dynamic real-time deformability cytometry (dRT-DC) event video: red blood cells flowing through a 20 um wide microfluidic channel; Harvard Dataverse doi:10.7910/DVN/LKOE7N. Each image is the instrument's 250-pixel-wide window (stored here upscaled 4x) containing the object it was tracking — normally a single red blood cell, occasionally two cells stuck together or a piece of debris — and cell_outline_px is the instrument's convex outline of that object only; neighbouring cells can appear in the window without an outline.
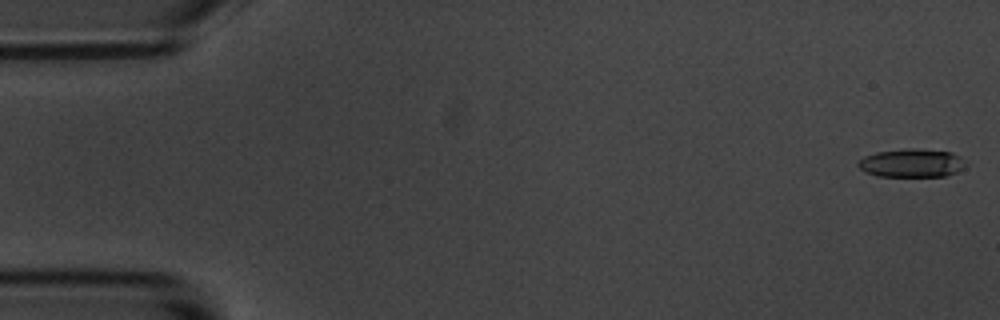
{"species": "common noctule bat (a hibernating species)", "species_latin": "Nyctalus noctula", "temperature_condition": "room temperature", "stored_images_in_passage": 5, "camera_frame_rate_fps": 3000, "um_per_image_px": 0.085, "animal": {"sex": "male", "body_mass_g": 20.1, "forearm_length_mm": 53.5}, "frame": {"image": 1, "passage_image": 1, "time_ms": 0.0, "image_size_px": [1000, 320], "cell_outline_px": [[968, 164], [964, 168], [956, 172], [944, 176], [876, 176], [864, 172], [856, 164], [864, 156], [876, 152], [908, 148], [916, 148], [952, 152], [960, 156]], "centroid_in_image_um": [77.5, 13.85], "position_along_channel_um": 7.5, "area_um2": 17.98}}
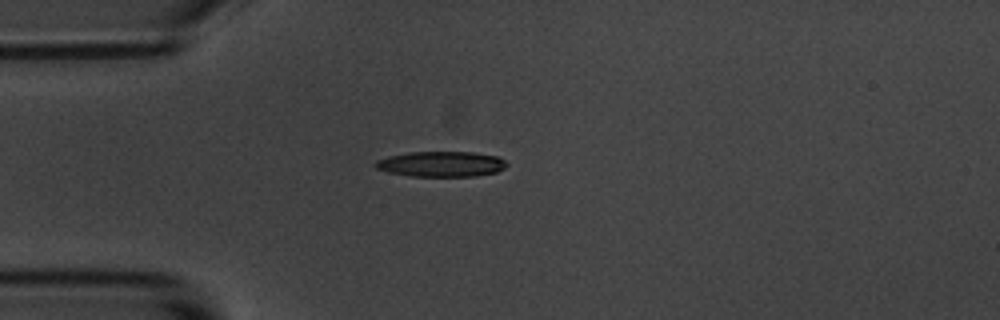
{"frame": {"image": 2, "passage_image": 5, "time_ms": 4.667, "image_size_px": [1000, 320], "cell_outline_px": [[508, 164], [504, 168], [496, 172], [476, 176], [412, 176], [388, 172], [376, 168], [372, 164], [376, 160], [388, 156], [408, 152], [472, 152], [496, 156], [504, 160]], "centroid_in_image_um": [37.47, 13.94], "position_along_channel_um": 47.5, "area_um2": 19.42}}